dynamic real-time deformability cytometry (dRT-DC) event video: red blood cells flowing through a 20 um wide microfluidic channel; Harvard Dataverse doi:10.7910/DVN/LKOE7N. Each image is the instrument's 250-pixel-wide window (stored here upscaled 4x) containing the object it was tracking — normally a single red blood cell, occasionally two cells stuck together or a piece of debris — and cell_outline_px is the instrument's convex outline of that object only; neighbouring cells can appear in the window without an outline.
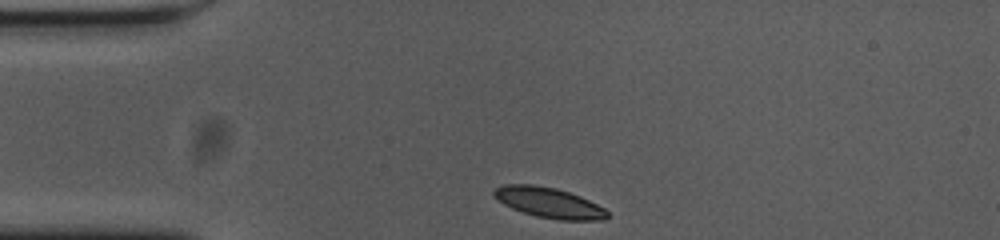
{"species": "common noctule bat (a hibernating species)", "species_latin": "Nyctalus noctula", "temperature_condition": "cold", "stored_images_in_passage": 34, "camera_frame_rate_fps": 3000, "um_per_image_px": 0.085, "animal": {"sex": "female", "body_mass_g": 23.0, "forearm_length_mm": 53.4}, "frame": {"image": 1, "passage_image": 1, "time_ms": 0.0, "image_size_px": [1000, 240], "cell_outline_px": [[608, 216], [604, 220], [560, 220], [536, 216], [512, 208], [504, 204], [492, 192], [496, 188], [504, 184], [532, 184], [556, 188], [580, 196], [604, 208], [608, 212]], "centroid_in_image_um": [46.68, 17.22], "position_along_channel_um": 38.3, "area_um2": 19.77}}
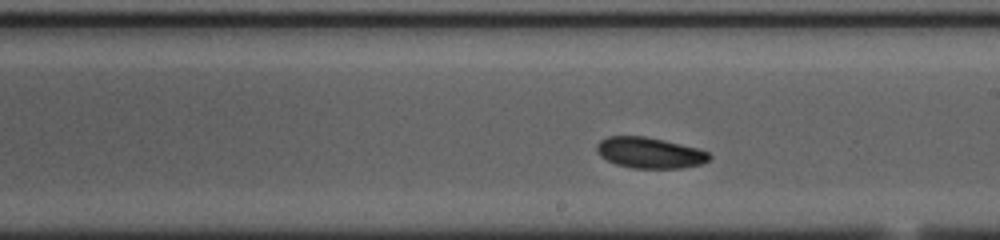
{"frame": {"image": 2, "passage_image": 20, "time_ms": 6.333, "image_size_px": [1000, 240], "cell_outline_px": [[712, 156], [708, 160], [700, 164], [680, 168], [632, 168], [616, 164], [600, 156], [596, 152], [596, 144], [600, 140], [608, 136], [644, 136], [664, 140], [700, 148], [708, 152]], "centroid_in_image_um": [55.21, 12.98], "position_along_channel_um": 233.8, "area_um2": 20.35}}
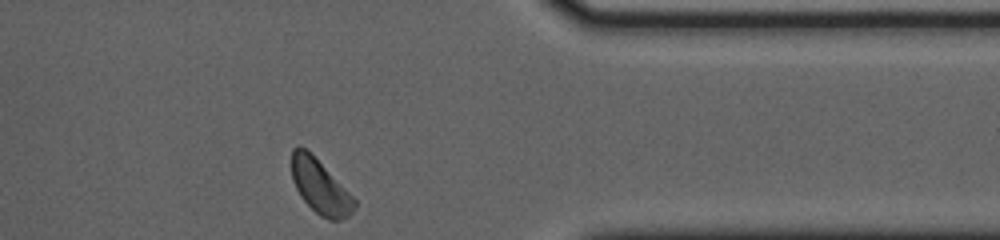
{"frame": {"image": 3, "passage_image": 34, "time_ms": 11.0, "image_size_px": [1000, 240], "cell_outline_px": [[356, 208], [348, 216], [340, 220], [328, 220], [320, 216], [300, 196], [292, 180], [292, 148], [296, 144], [300, 144], [356, 200]], "centroid_in_image_um": [27.19, 15.9], "position_along_channel_um": 384.2, "area_um2": 19.19}, "authors_computed_cell_mechanics": {"area_um2": 20.1144, "velocity_mm_per_s": 3.5663, "shape_relaxation_time_tau1_ms": 2.0914, "shape_relaxation_time_tau2_ms": null, "deformation_change_tau1": 0.1027, "deformation_change_tau2": null}}